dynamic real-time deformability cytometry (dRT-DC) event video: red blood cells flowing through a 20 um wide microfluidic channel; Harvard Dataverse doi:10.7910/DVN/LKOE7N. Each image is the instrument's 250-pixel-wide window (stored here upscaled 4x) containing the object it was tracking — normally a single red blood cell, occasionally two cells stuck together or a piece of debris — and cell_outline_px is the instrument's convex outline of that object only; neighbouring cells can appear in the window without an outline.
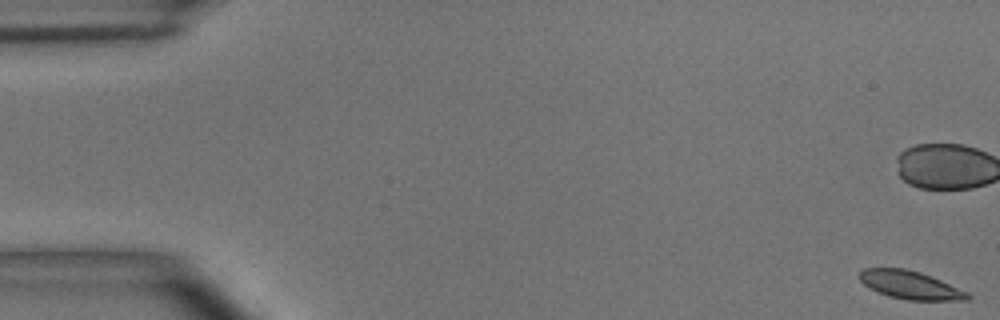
{"species": "common noctule bat (a hibernating species)", "species_latin": "Nyctalus noctula", "temperature_condition": "room temperature", "stored_images_in_passage": 4, "camera_frame_rate_fps": 3000, "um_per_image_px": 0.085, "animal": {"sex": "male", "body_mass_g": 15.6}, "frame": {"image": 1, "passage_image": 1, "time_ms": 0.0, "image_size_px": [1000, 320], "cell_outline_px": [[972, 296], [968, 300], [908, 300], [888, 296], [868, 288], [860, 280], [860, 272], [864, 268], [904, 268], [920, 272], [932, 276], [968, 292]], "centroid_in_image_um": [77.38, 24.23], "position_along_channel_um": 7.6, "area_um2": 17.74}}